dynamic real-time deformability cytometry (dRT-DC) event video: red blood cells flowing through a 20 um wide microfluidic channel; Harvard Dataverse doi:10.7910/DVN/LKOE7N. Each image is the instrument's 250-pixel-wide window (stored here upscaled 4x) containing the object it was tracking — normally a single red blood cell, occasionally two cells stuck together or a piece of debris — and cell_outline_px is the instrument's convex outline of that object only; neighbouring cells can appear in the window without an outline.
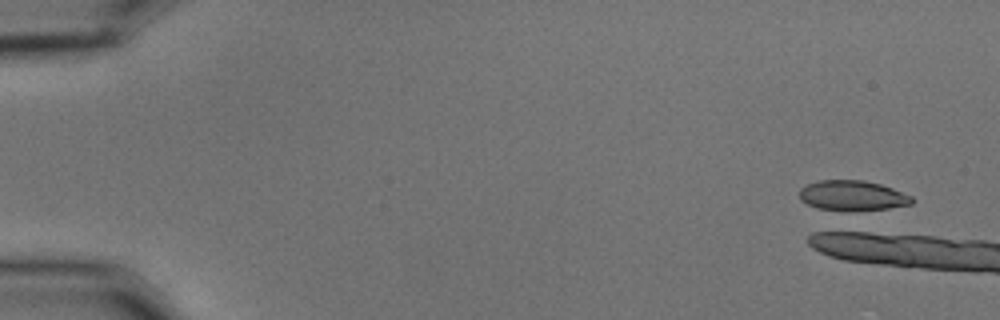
{"species": "common noctule bat (a hibernating species)", "species_latin": "Nyctalus noctula", "temperature_condition": "cold", "stored_images_in_passage": 1, "camera_frame_rate_fps": 3000, "um_per_image_px": 0.085, "animal": {"sex": "male", "body_mass_g": 15.6}, "frame": {"image": 1, "passage_image": 1, "time_ms": 0.0, "image_size_px": [1000, 320], "cell_outline_px": [[912, 204], [888, 208], [816, 208], [800, 200], [800, 188], [816, 180], [864, 180], [880, 184], [892, 188], [912, 196]], "centroid_in_image_um": [72.44, 16.57], "position_along_channel_um": 12.6, "area_um2": 18.9}}